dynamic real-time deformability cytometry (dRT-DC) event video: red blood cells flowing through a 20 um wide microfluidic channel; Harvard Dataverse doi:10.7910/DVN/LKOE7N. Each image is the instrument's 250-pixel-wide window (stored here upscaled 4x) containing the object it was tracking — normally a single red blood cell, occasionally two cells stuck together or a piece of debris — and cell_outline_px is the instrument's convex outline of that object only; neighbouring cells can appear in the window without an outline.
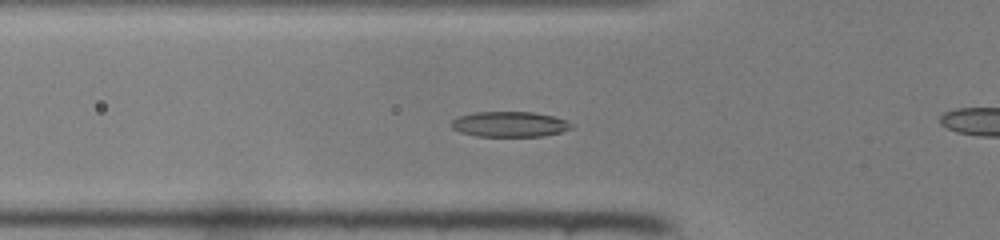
{"species": "common noctule bat (a hibernating species)", "species_latin": "Nyctalus noctula", "temperature_condition": "room temperature", "stored_images_in_passage": 46, "camera_frame_rate_fps": 3000, "um_per_image_px": 0.085, "animal": {"sex": "female", "body_mass_g": 22.0, "forearm_length_mm": 56.7}, "frame": {"image": 1, "passage_image": 14, "time_ms": 4.333, "image_size_px": [1000, 240], "cell_outline_px": [[572, 128], [560, 132], [544, 136], [476, 136], [460, 132], [452, 128], [448, 124], [456, 116], [472, 112], [532, 112], [552, 116], [564, 120], [572, 124]], "centroid_in_image_um": [43.24, 10.55], "position_along_channel_um": 82.6, "area_um2": 17.8}}
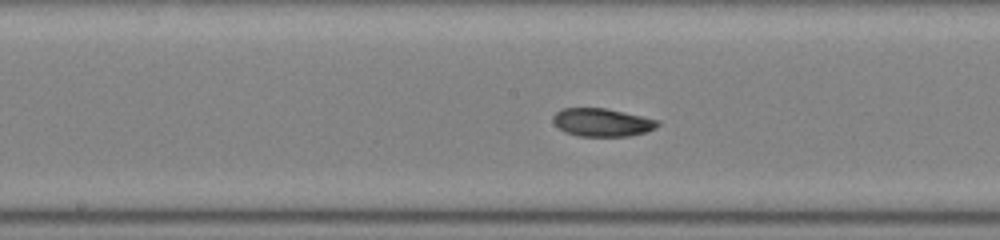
{"frame": {"image": 2, "passage_image": 22, "time_ms": 7.0, "image_size_px": [1000, 240], "cell_outline_px": [[660, 124], [656, 128], [644, 132], [628, 136], [576, 136], [564, 132], [552, 120], [552, 116], [560, 108], [604, 108], [660, 120]], "centroid_in_image_um": [51.16, 10.4], "position_along_channel_um": 197.0, "area_um2": 17.11}}
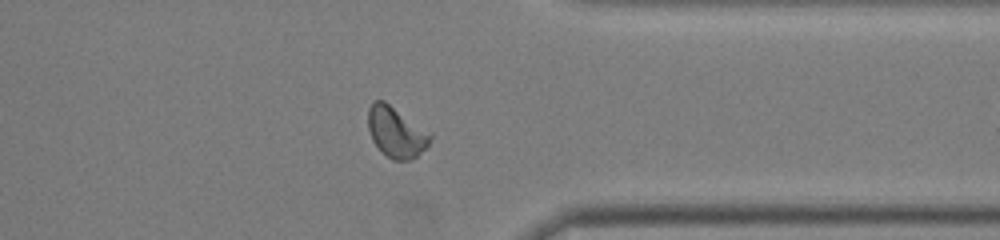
{"frame": {"image": 3, "passage_image": 35, "time_ms": 11.333, "image_size_px": [1000, 240], "cell_outline_px": [[432, 136], [428, 144], [416, 156], [408, 160], [392, 160], [372, 140], [368, 128], [368, 108], [372, 100], [384, 100], [432, 132]], "centroid_in_image_um": [33.67, 11.18], "position_along_channel_um": 377.7, "area_um2": 18.32}}